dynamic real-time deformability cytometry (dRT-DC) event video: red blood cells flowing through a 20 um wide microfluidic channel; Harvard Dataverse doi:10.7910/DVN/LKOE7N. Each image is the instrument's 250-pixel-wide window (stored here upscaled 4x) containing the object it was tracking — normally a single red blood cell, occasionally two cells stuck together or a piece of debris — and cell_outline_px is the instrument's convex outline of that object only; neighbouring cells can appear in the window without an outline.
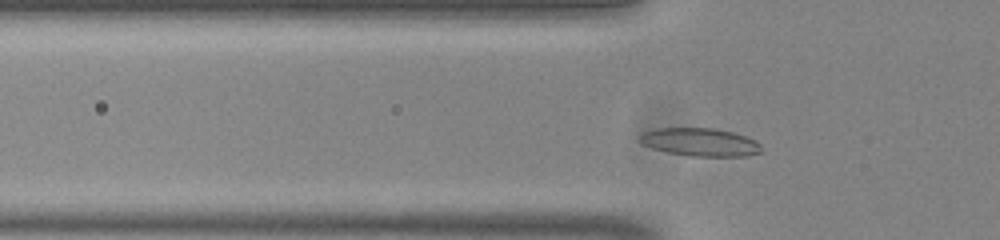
{"species": "common noctule bat (a hibernating species)", "species_latin": "Nyctalus noctula", "temperature_condition": "room temperature", "stored_images_in_passage": 44, "camera_frame_rate_fps": 3000, "um_per_image_px": 0.085, "animal": {"sex": "male", "body_mass_g": 20.0, "forearm_length_mm": 53.3}, "frame": {"image": 1, "passage_image": 7, "time_ms": 2.0, "image_size_px": [1000, 240], "cell_outline_px": [[760, 152], [748, 156], [692, 156], [668, 152], [652, 148], [636, 140], [636, 136], [640, 132], [656, 128], [716, 128], [732, 132], [756, 140], [760, 144]], "centroid_in_image_um": [59.44, 12.07], "position_along_channel_um": 66.4, "area_um2": 20.06}}
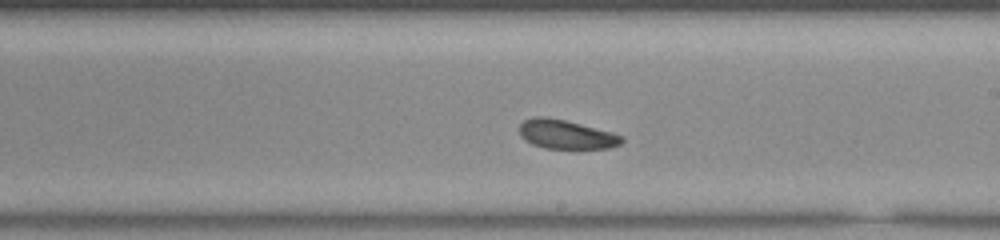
{"frame": {"image": 2, "passage_image": 21, "time_ms": 6.667, "image_size_px": [1000, 240], "cell_outline_px": [[624, 140], [620, 144], [608, 148], [544, 148], [532, 144], [524, 140], [520, 136], [520, 124], [524, 120], [532, 116], [544, 116], [564, 120], [612, 132], [624, 136]], "centroid_in_image_um": [48.1, 11.42], "position_along_channel_um": 240.9, "area_um2": 17.28}}
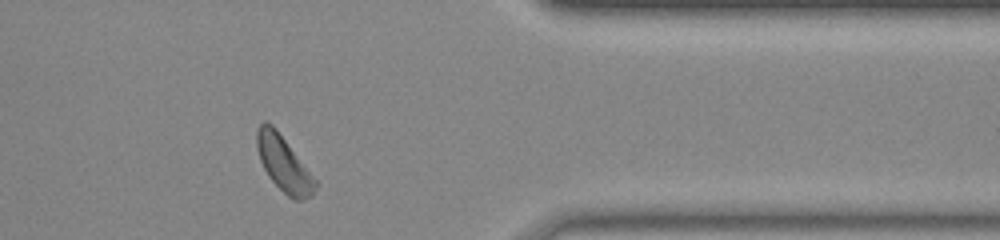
{"frame": {"image": 3, "passage_image": 34, "time_ms": 11.0, "image_size_px": [1000, 240], "cell_outline_px": [[320, 184], [312, 196], [304, 200], [292, 200], [268, 176], [260, 160], [256, 148], [256, 128], [264, 120], [272, 124], [276, 128]], "centroid_in_image_um": [24.13, 13.92], "position_along_channel_um": 387.3, "area_um2": 19.07}, "authors_computed_cell_mechanics": {"area_um2": 18.2359, "velocity_mm_per_s": 3.7589, "shape_relaxation_time_tau1_ms": null, "shape_relaxation_time_tau2_ms": 5.9511, "deformation_change_tau1": null, "deformation_change_tau2": 0.1351}}